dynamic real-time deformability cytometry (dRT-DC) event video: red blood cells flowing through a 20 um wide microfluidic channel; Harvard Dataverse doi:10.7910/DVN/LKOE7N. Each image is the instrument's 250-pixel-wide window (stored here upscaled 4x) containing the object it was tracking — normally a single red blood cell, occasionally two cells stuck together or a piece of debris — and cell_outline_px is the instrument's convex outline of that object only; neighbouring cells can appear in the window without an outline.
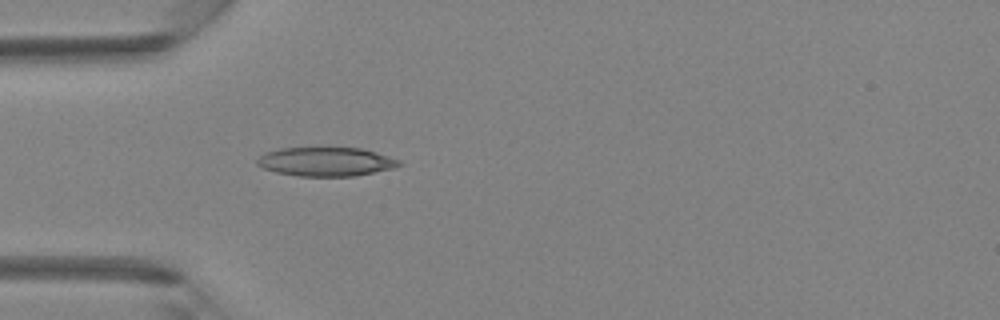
{"species": "Egyptian fruit bat (a non-hibernating species)", "species_latin": "Rousettus aegyptiacus", "temperature_condition": "room temperature", "stored_images_in_passage": 32, "camera_frame_rate_fps": 3000, "um_per_image_px": 0.085, "animal": {"sex": "female"}, "frame": {"image": 1, "passage_image": 3, "time_ms": 0.667, "image_size_px": [1000, 320], "cell_outline_px": [[400, 164], [392, 168], [352, 176], [300, 176], [276, 172], [264, 168], [256, 164], [256, 160], [264, 152], [280, 148], [360, 148], [376, 152], [400, 160]], "centroid_in_image_um": [27.65, 13.73], "position_along_channel_um": 57.3, "area_um2": 23.64}}
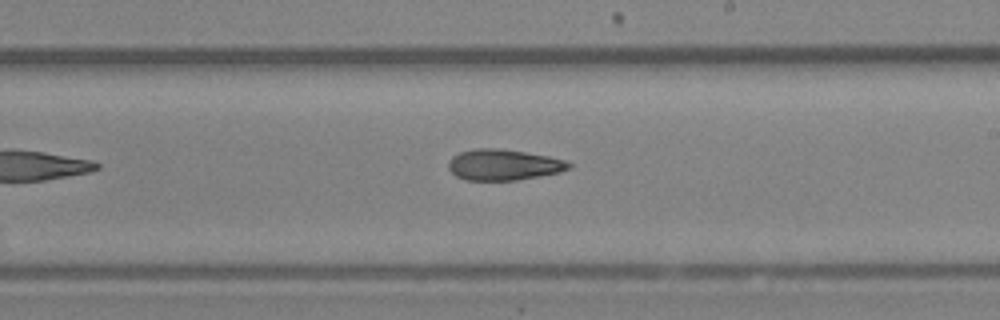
{"frame": {"image": 2, "passage_image": 15, "time_ms": 4.667, "image_size_px": [1000, 320], "cell_outline_px": [[572, 168], [560, 172], [540, 176], [516, 180], [464, 180], [456, 176], [448, 168], [448, 160], [452, 156], [460, 152], [476, 148], [496, 148], [524, 152], [548, 156], [564, 160], [572, 164]], "centroid_in_image_um": [42.79, 14.01], "position_along_channel_um": 246.2, "area_um2": 21.73}}
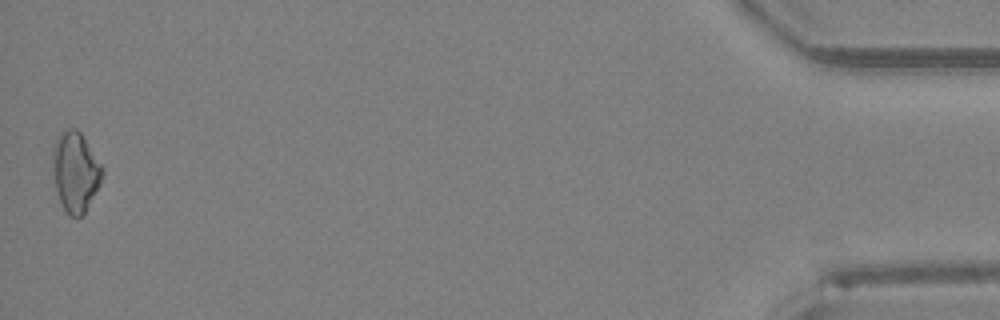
{"frame": {"image": 3, "passage_image": 32, "time_ms": 10.333, "image_size_px": [1000, 320], "cell_outline_px": [[104, 172], [100, 184], [84, 212], [80, 216], [68, 216], [60, 200], [56, 188], [52, 172], [52, 148], [56, 136], [68, 128], [76, 128], [80, 132], [104, 168]], "centroid_in_image_um": [6.39, 14.56], "position_along_channel_um": 428.8, "area_um2": 23.06}}